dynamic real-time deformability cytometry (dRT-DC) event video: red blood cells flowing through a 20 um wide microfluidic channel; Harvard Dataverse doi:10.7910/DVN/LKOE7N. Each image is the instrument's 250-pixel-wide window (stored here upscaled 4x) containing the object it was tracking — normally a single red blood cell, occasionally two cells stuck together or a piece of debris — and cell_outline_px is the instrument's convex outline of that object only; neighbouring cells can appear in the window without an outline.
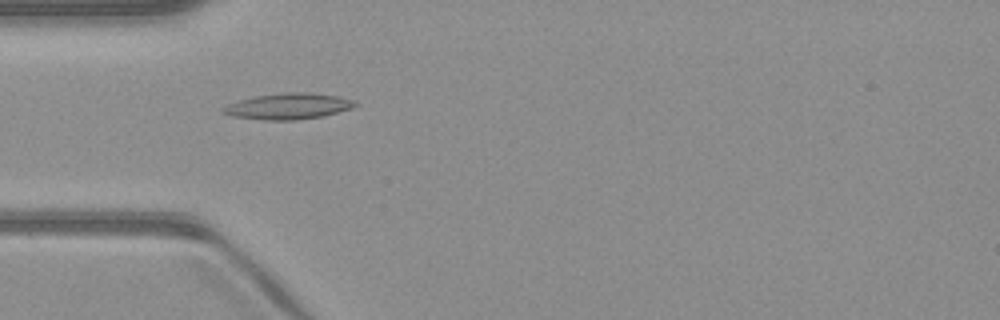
{"species": "common noctule bat (a hibernating species)", "species_latin": "Nyctalus noctula", "temperature_condition": "warm", "stored_images_in_passage": 50, "camera_frame_rate_fps": 3000, "um_per_image_px": 0.085, "animal": {"sex": "male", "body_mass_g": 23.1, "forearm_length_mm": 52.7}, "frame": {"image": 1, "passage_image": 15, "time_ms": 4.667, "image_size_px": [1000, 320], "cell_outline_px": [[360, 104], [352, 108], [324, 116], [296, 120], [264, 120], [232, 116], [220, 112], [220, 108], [236, 100], [256, 96], [284, 92], [312, 92], [336, 96], [356, 100]], "centroid_in_image_um": [24.5, 9.03], "position_along_channel_um": 60.5, "area_um2": 20.35}}
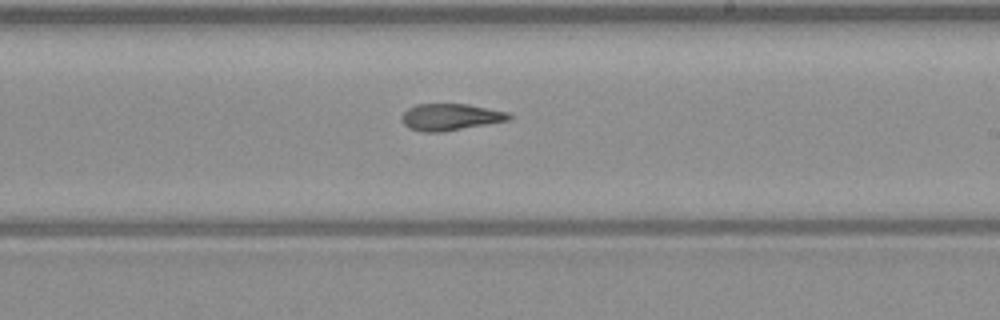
{"frame": {"image": 2, "passage_image": 29, "time_ms": 9.333, "image_size_px": [1000, 320], "cell_outline_px": [[512, 120], [444, 132], [424, 132], [408, 128], [400, 120], [400, 116], [408, 108], [416, 104], [468, 104], [508, 112], [512, 116]], "centroid_in_image_um": [38.29, 9.95], "position_along_channel_um": 250.7, "area_um2": 16.99}}
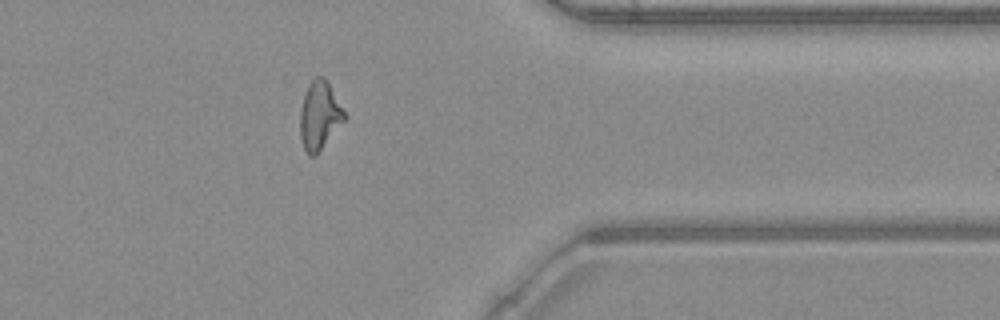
{"frame": {"image": 3, "passage_image": 40, "time_ms": 13.0, "image_size_px": [1000, 320], "cell_outline_px": [[348, 116], [316, 156], [308, 156], [304, 148], [300, 136], [300, 112], [304, 96], [308, 84], [316, 76], [324, 76]], "centroid_in_image_um": [27.17, 9.83], "position_along_channel_um": 384.2, "area_um2": 17.69}, "authors_computed_cell_mechanics": {"area_um2": 17.6868, "velocity_mm_per_s": 4.0898, "shape_relaxation_time_tau1_ms": null, "shape_relaxation_time_tau2_ms": 4.153, "deformation_change_tau1": null, "deformation_change_tau2": 0.1339}}